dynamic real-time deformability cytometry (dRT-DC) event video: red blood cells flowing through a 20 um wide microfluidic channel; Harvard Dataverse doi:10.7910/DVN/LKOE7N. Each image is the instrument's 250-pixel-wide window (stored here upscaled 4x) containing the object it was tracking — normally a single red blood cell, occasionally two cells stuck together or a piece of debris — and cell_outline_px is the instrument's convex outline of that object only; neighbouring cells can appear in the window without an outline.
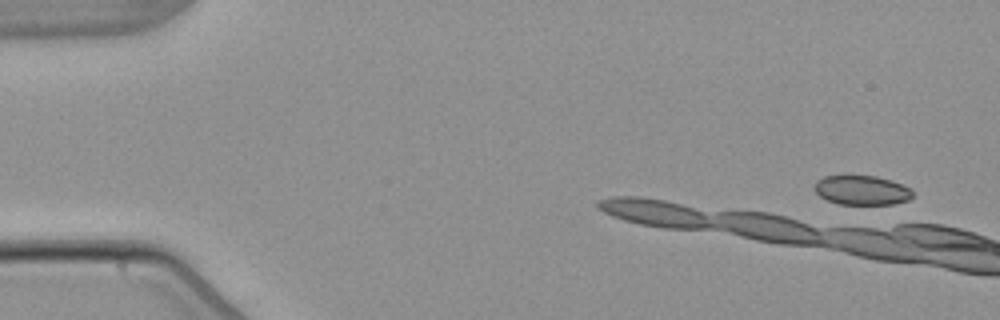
{"species": "common noctule bat (a hibernating species)", "species_latin": "Nyctalus noctula", "temperature_condition": "warm", "stored_images_in_passage": 9, "camera_frame_rate_fps": 3000, "um_per_image_px": 0.085, "animal": {"sex": "male", "body_mass_g": 21.5, "forearm_length_mm": 52.0}, "frame": {"image": 1, "passage_image": 1, "time_ms": 0.0, "image_size_px": [1000, 320], "cell_outline_px": [[912, 196], [908, 200], [892, 204], [840, 204], [828, 200], [820, 196], [816, 192], [816, 180], [824, 176], [876, 176], [892, 180], [912, 188]], "centroid_in_image_um": [73.29, 16.16], "position_along_channel_um": 11.7, "area_um2": 16.7}}